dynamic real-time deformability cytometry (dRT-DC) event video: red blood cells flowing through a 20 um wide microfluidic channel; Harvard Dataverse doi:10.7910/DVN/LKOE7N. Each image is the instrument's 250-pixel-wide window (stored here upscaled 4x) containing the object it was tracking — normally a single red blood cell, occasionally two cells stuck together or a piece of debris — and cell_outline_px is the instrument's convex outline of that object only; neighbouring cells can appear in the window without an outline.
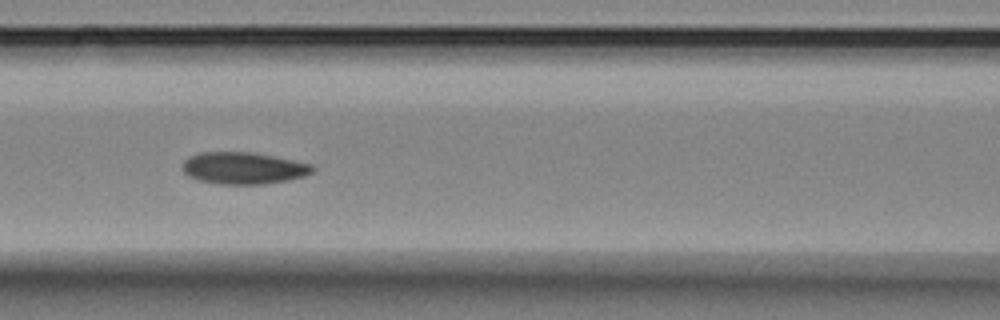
{"species": "Egyptian fruit bat (a non-hibernating species)", "species_latin": "Rousettus aegyptiacus", "temperature_condition": "room temperature", "stored_images_in_passage": 38, "camera_frame_rate_fps": 3000, "um_per_image_px": 0.085, "animal": {"sex": "female"}, "frame": {"image": 1, "passage_image": 4, "time_ms": 1.0, "image_size_px": [1000, 320], "cell_outline_px": [[316, 168], [312, 172], [304, 176], [288, 180], [264, 184], [220, 184], [200, 180], [188, 176], [180, 168], [184, 160], [188, 156], [200, 152], [252, 152], [312, 164]], "centroid_in_image_um": [20.66, 14.28], "position_along_channel_um": 145.9, "area_um2": 24.22}}
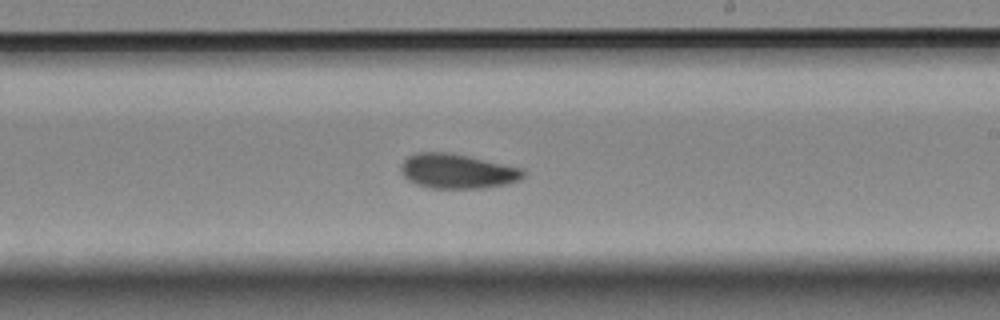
{"frame": {"image": 2, "passage_image": 13, "time_ms": 4.0, "image_size_px": [1000, 320], "cell_outline_px": [[524, 176], [520, 180], [504, 184], [480, 188], [432, 188], [416, 184], [408, 180], [400, 172], [400, 164], [408, 156], [416, 152], [448, 152], [468, 156], [520, 168], [524, 172]], "centroid_in_image_um": [38.8, 14.54], "position_along_channel_um": 250.2, "area_um2": 24.51}}
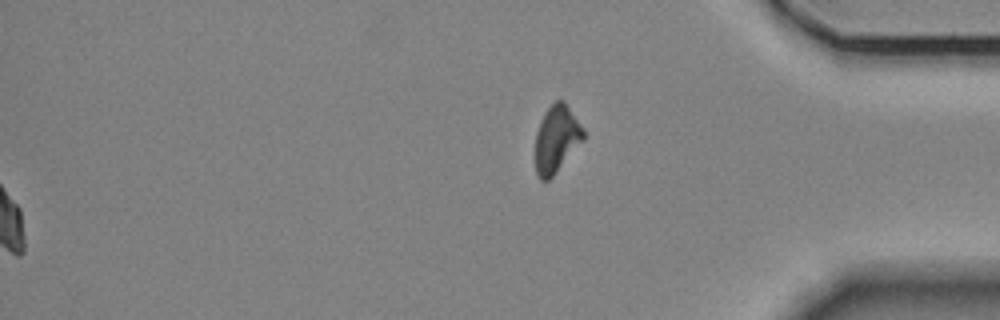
{"frame": {"image": 3, "passage_image": 38, "time_ms": 12.333, "image_size_px": [1000, 320], "cell_outline_px": [[584, 140], [552, 176], [548, 180], [540, 180], [536, 176], [536, 132], [540, 120], [544, 112], [556, 100], [564, 100], [584, 128]], "centroid_in_image_um": [47.31, 11.79], "position_along_channel_um": 387.9, "area_um2": 18.79}}